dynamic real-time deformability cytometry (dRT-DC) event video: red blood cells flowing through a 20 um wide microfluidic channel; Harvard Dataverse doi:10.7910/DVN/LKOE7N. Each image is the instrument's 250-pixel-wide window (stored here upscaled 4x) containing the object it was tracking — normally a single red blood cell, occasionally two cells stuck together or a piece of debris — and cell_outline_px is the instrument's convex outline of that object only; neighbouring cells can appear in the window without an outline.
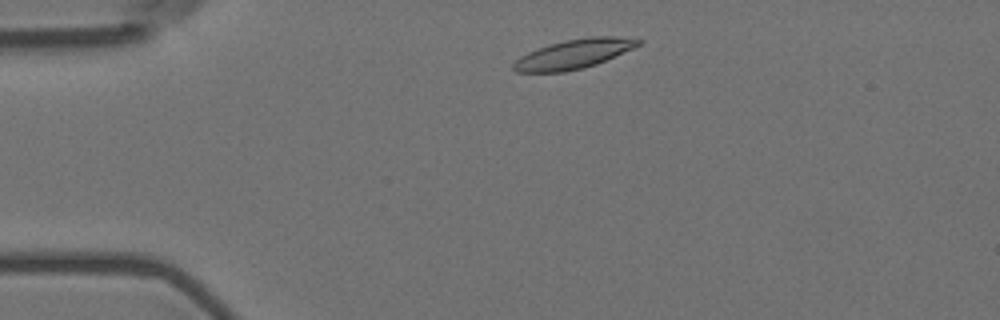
{"species": "Egyptian fruit bat (a non-hibernating species)", "species_latin": "Rousettus aegyptiacus", "temperature_condition": "room temperature", "stored_images_in_passage": 46, "camera_frame_rate_fps": 3000, "um_per_image_px": 0.085, "animal": {"sex": "female"}, "frame": {"image": 1, "passage_image": 2, "time_ms": 0.333, "image_size_px": [1000, 320], "cell_outline_px": [[644, 40], [640, 44], [632, 48], [596, 64], [584, 68], [564, 72], [516, 72], [512, 68], [512, 64], [520, 56], [528, 52], [564, 40], [592, 36], [616, 36]], "centroid_in_image_um": [48.75, 4.59], "position_along_channel_um": 36.2, "area_um2": 21.1}}
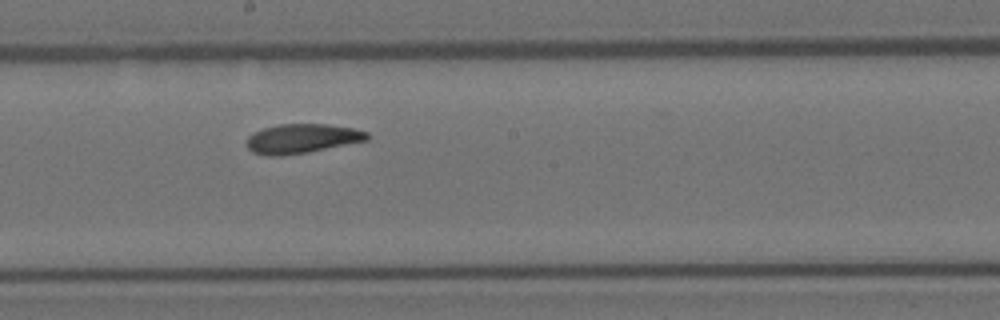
{"frame": {"image": 2, "passage_image": 21, "time_ms": 6.667, "image_size_px": [1000, 320], "cell_outline_px": [[368, 140], [308, 152], [280, 156], [268, 156], [252, 152], [248, 148], [248, 136], [264, 128], [280, 124], [328, 124], [352, 128], [368, 132]], "centroid_in_image_um": [25.67, 11.78], "position_along_channel_um": 222.5, "area_um2": 20.4}}
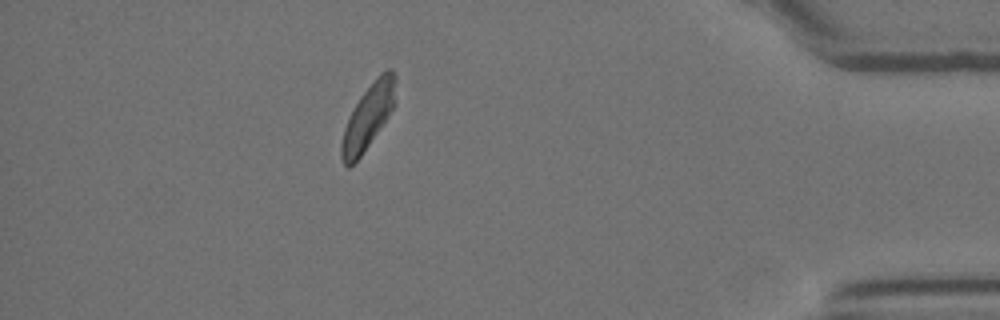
{"frame": {"image": 3, "passage_image": 40, "time_ms": 13.0, "image_size_px": [1000, 320], "cell_outline_px": [[396, 104], [380, 128], [360, 156], [348, 168], [344, 164], [340, 156], [340, 144], [344, 128], [360, 96], [380, 72], [388, 68], [392, 68], [396, 76]], "centroid_in_image_um": [31.32, 9.86], "position_along_channel_um": 403.9, "area_um2": 20.29}, "authors_computed_cell_mechanics": {"area_um2": 20.6346, "velocity_mm_per_s": 3.5744, "shape_relaxation_time_tau1_ms": 4.8999, "shape_relaxation_time_tau2_ms": 3.2504, "deformation_change_tau1": 0.1379, "deformation_change_tau2": 0.0955}}